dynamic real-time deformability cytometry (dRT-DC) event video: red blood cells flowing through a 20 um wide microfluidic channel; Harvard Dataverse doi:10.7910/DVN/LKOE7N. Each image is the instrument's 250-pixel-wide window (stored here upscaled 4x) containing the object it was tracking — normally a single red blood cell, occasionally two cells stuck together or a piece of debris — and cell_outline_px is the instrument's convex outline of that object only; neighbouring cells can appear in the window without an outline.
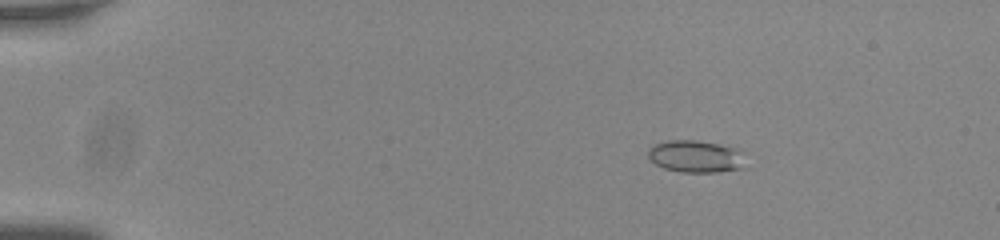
{"species": "common noctule bat (a hibernating species)", "species_latin": "Nyctalus noctula", "temperature_condition": "room temperature", "stored_images_in_passage": 57, "camera_frame_rate_fps": 3000, "um_per_image_px": 0.085, "animal": {"sex": "male", "body_mass_g": 20.0, "forearm_length_mm": 53.3}, "frame": {"image": 1, "passage_image": 10, "time_ms": 3.0, "image_size_px": [1000, 240], "cell_outline_px": [[744, 168], [716, 172], [680, 172], [664, 168], [656, 164], [648, 156], [648, 148], [652, 144], [668, 140], [696, 140], [720, 144], [740, 148]], "centroid_in_image_um": [59.12, 13.28], "position_along_channel_um": 25.9, "area_um2": 18.38}}
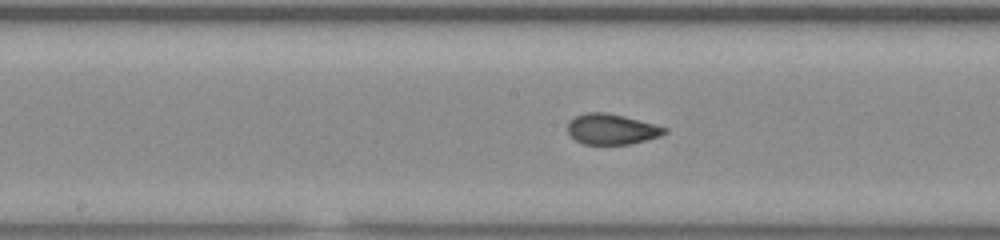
{"frame": {"image": 2, "passage_image": 31, "time_ms": 10.0, "image_size_px": [1000, 240], "cell_outline_px": [[668, 132], [660, 136], [632, 144], [584, 144], [576, 140], [568, 132], [568, 120], [576, 116], [588, 112], [604, 112], [624, 116], [668, 128]], "centroid_in_image_um": [52.0, 10.98], "position_along_channel_um": 196.2, "area_um2": 17.17}}
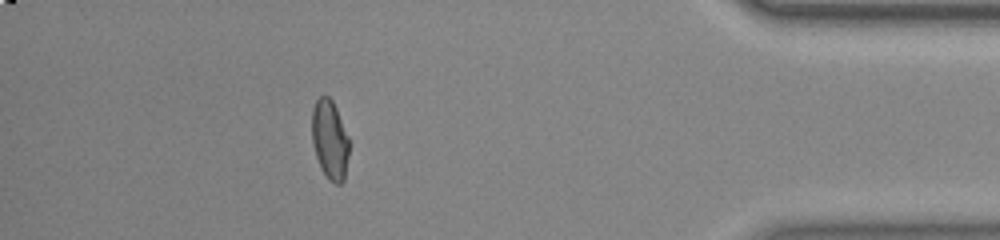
{"frame": {"image": 3, "passage_image": 51, "time_ms": 16.667, "image_size_px": [1000, 240], "cell_outline_px": [[348, 156], [344, 180], [340, 184], [336, 184], [328, 180], [320, 168], [312, 144], [312, 108], [316, 100], [320, 96], [328, 96], [332, 100], [336, 108], [348, 136]], "centroid_in_image_um": [28.02, 11.89], "position_along_channel_um": 407.2, "area_um2": 17.22}}